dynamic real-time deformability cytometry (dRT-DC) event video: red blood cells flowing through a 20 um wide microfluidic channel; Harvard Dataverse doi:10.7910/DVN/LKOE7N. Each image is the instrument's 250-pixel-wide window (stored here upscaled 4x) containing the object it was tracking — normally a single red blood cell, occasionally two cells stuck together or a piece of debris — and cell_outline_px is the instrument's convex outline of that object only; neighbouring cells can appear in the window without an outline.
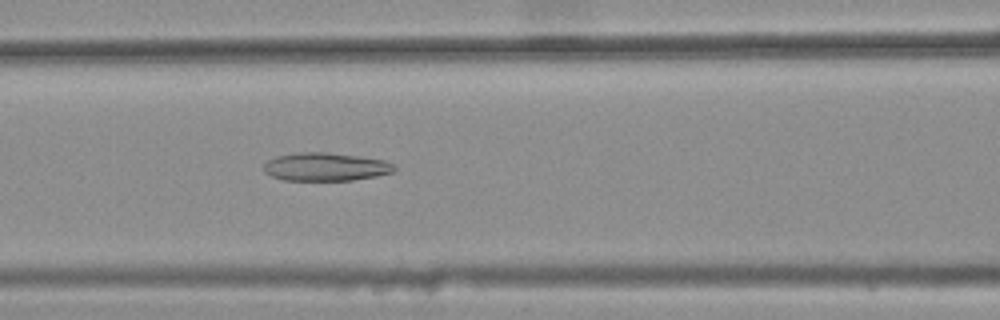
{"species": "common noctule bat (a hibernating species)", "species_latin": "Nyctalus noctula", "temperature_condition": "warm", "stored_images_in_passage": 45, "camera_frame_rate_fps": 3000, "um_per_image_px": 0.085, "animal": {"sex": "female", "body_mass_g": 25.1}, "frame": {"image": 1, "passage_image": 22, "time_ms": 7.0, "image_size_px": [1000, 320], "cell_outline_px": [[396, 168], [392, 172], [376, 176], [352, 180], [284, 180], [272, 176], [264, 172], [264, 164], [268, 160], [276, 156], [296, 152], [328, 152], [384, 160], [392, 164]], "centroid_in_image_um": [27.64, 14.17], "position_along_channel_um": 139.0, "area_um2": 21.33}}
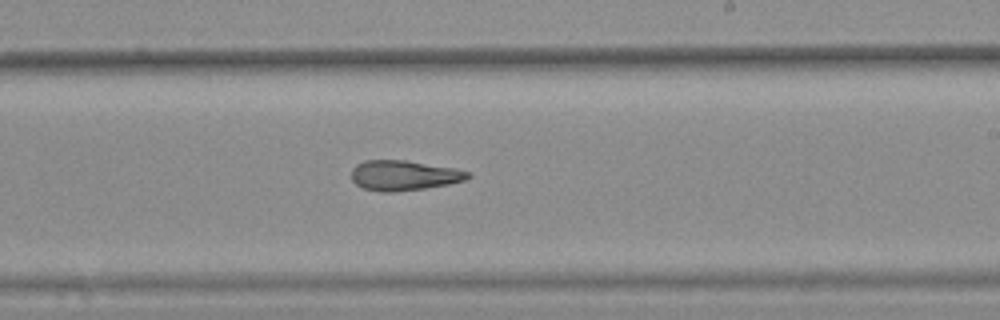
{"frame": {"image": 2, "passage_image": 31, "time_ms": 10.0, "image_size_px": [1000, 320], "cell_outline_px": [[472, 176], [464, 180], [448, 184], [424, 188], [396, 192], [380, 192], [364, 188], [356, 184], [352, 180], [352, 168], [356, 164], [364, 160], [404, 160], [456, 168], [472, 172]], "centroid_in_image_um": [34.34, 14.9], "position_along_channel_um": 254.7, "area_um2": 20.52}}
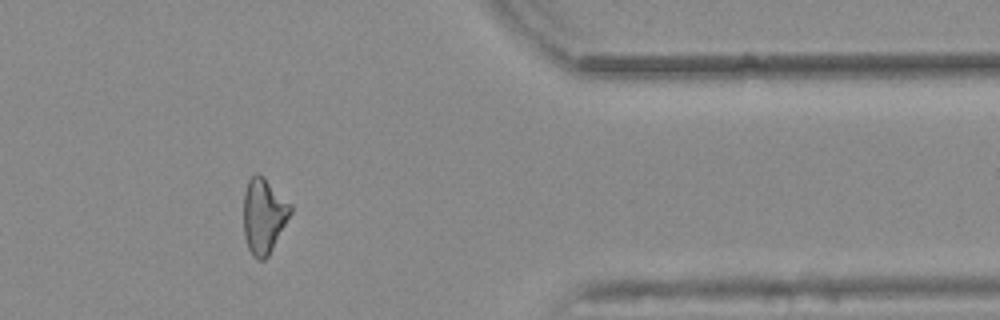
{"frame": {"image": 3, "passage_image": 43, "time_ms": 14.0, "image_size_px": [1000, 320], "cell_outline_px": [[292, 212], [268, 256], [264, 260], [256, 260], [252, 256], [248, 248], [244, 236], [244, 192], [248, 180], [256, 172], [260, 172], [292, 204]], "centroid_in_image_um": [22.42, 18.32], "position_along_channel_um": 389.0, "area_um2": 20.81}, "authors_computed_cell_mechanics": {"area_um2": 21.2126, "velocity_mm_per_s": 3.8765, "shape_relaxation_time_tau1_ms": null, "shape_relaxation_time_tau2_ms": 5.3493, "deformation_change_tau1": null, "deformation_change_tau2": 0.1786}}